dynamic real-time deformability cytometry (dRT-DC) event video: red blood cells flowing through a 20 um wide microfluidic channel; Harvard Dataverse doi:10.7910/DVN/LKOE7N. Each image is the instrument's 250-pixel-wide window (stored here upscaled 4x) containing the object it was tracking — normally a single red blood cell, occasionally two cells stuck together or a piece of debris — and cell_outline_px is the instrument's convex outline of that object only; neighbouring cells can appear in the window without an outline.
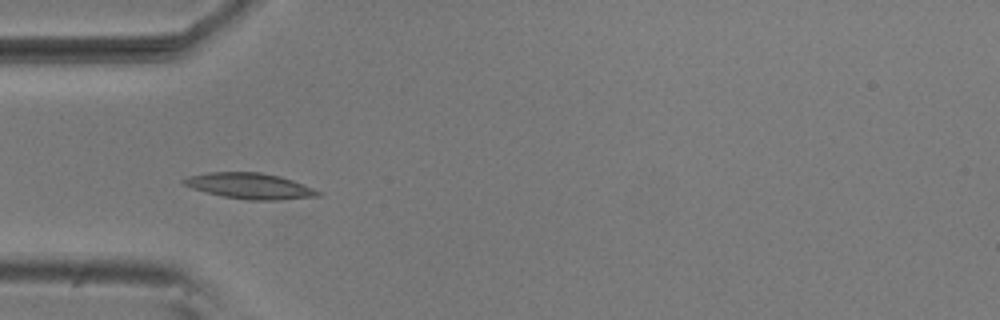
{"species": "common noctule bat (a hibernating species)", "species_latin": "Nyctalus noctula", "temperature_condition": "room temperature", "stored_images_in_passage": 14, "camera_frame_rate_fps": 3000, "um_per_image_px": 0.085, "animal": {"sex": "male", "body_mass_g": 20.5, "forearm_length_mm": 52.5}, "frame": {"image": 1, "passage_image": 4, "time_ms": 1.0, "image_size_px": [1000, 320], "cell_outline_px": [[320, 196], [280, 200], [248, 200], [224, 196], [192, 188], [184, 184], [180, 180], [188, 176], [208, 172], [260, 172], [280, 176], [292, 180], [312, 188], [320, 192]], "centroid_in_image_um": [21.23, 15.8], "position_along_channel_um": 63.8, "area_um2": 20.0}}
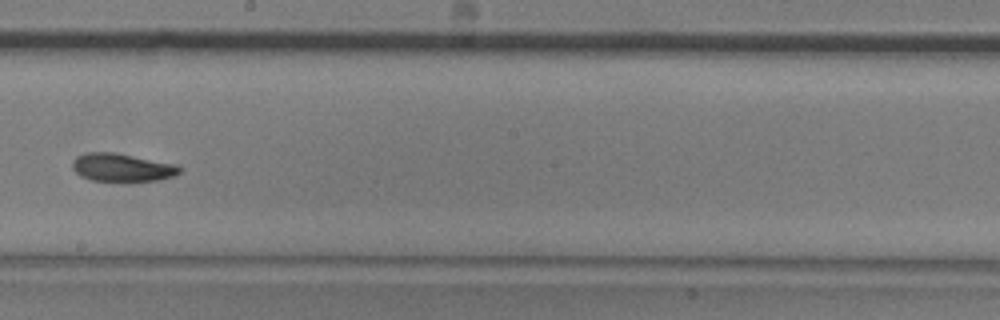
{"frame": {"image": 2, "passage_image": 8, "time_ms": 2.333, "image_size_px": [1000, 320], "cell_outline_px": [[180, 172], [172, 176], [160, 180], [132, 184], [128, 184], [92, 180], [80, 176], [72, 168], [72, 160], [76, 156], [84, 152], [112, 152], [180, 164]], "centroid_in_image_um": [10.39, 14.28], "position_along_channel_um": 237.8, "area_um2": 18.5}}
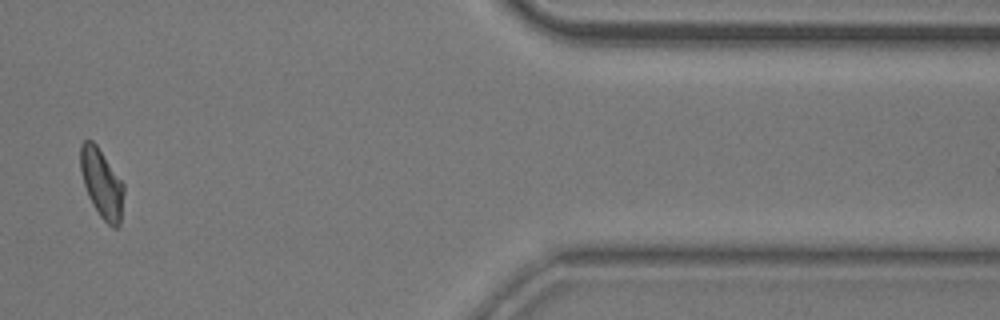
{"frame": {"image": 3, "passage_image": 13, "time_ms": 4.0, "image_size_px": [1000, 320], "cell_outline_px": [[124, 192], [120, 224], [116, 228], [112, 228], [100, 216], [92, 204], [88, 196], [84, 184], [80, 168], [80, 144], [84, 140], [92, 140], [96, 144], [124, 184]], "centroid_in_image_um": [8.64, 15.6], "position_along_channel_um": 402.8, "area_um2": 17.4}}